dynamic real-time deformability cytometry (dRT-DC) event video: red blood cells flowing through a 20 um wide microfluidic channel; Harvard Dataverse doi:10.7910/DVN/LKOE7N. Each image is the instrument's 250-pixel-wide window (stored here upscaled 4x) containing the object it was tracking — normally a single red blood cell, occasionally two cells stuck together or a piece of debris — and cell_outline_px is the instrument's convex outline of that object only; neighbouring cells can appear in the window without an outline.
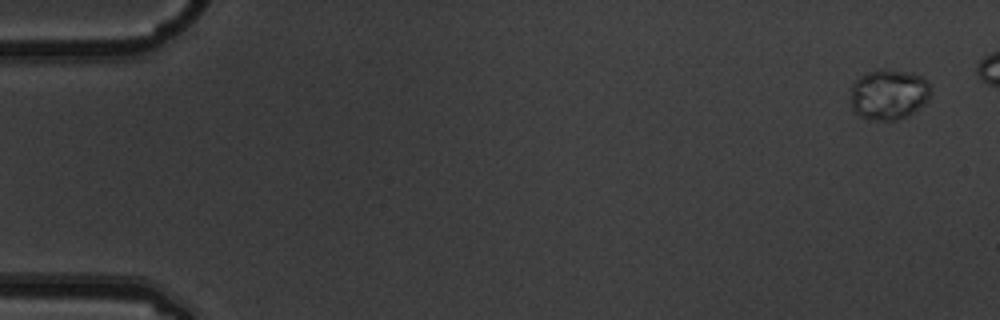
{"species": "common noctule bat (a hibernating species)", "species_latin": "Nyctalus noctula", "temperature_condition": "warm", "stored_images_in_passage": 7, "camera_frame_rate_fps": 3000, "um_per_image_px": 0.085, "animal": {"sex": "male", "body_mass_g": 19.5, "forearm_length_mm": 54.6}, "frame": {"image": 1, "passage_image": 1, "time_ms": 0.0, "image_size_px": [1000, 320], "cell_outline_px": [[928, 100], [924, 104], [908, 116], [896, 120], [876, 120], [860, 116], [852, 108], [852, 84], [860, 76], [868, 72], [884, 68], [912, 72], [920, 76], [928, 84]], "centroid_in_image_um": [75.53, 8.01], "position_along_channel_um": 9.5, "area_um2": 23.29}}